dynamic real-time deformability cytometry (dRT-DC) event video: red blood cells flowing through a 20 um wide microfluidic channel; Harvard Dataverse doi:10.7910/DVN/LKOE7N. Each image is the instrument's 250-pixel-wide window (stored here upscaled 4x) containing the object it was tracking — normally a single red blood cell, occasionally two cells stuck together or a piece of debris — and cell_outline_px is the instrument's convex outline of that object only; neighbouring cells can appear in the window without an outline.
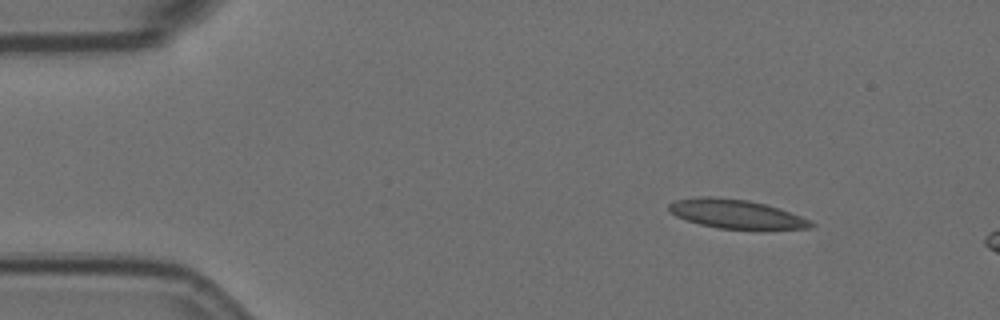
{"species": "Egyptian fruit bat (a non-hibernating species)", "species_latin": "Rousettus aegyptiacus", "temperature_condition": "room temperature", "stored_images_in_passage": 12, "camera_frame_rate_fps": 3000, "um_per_image_px": 0.085, "animal": {"sex": "female"}, "frame": {"image": 1, "passage_image": 6, "time_ms": 1.667, "image_size_px": [1000, 320], "cell_outline_px": [[816, 224], [812, 228], [764, 232], [760, 232], [720, 228], [700, 224], [676, 216], [668, 208], [668, 204], [676, 200], [700, 196], [712, 196], [748, 200], [780, 208], [812, 220]], "centroid_in_image_um": [62.72, 18.24], "position_along_channel_um": 22.3, "area_um2": 24.97}}